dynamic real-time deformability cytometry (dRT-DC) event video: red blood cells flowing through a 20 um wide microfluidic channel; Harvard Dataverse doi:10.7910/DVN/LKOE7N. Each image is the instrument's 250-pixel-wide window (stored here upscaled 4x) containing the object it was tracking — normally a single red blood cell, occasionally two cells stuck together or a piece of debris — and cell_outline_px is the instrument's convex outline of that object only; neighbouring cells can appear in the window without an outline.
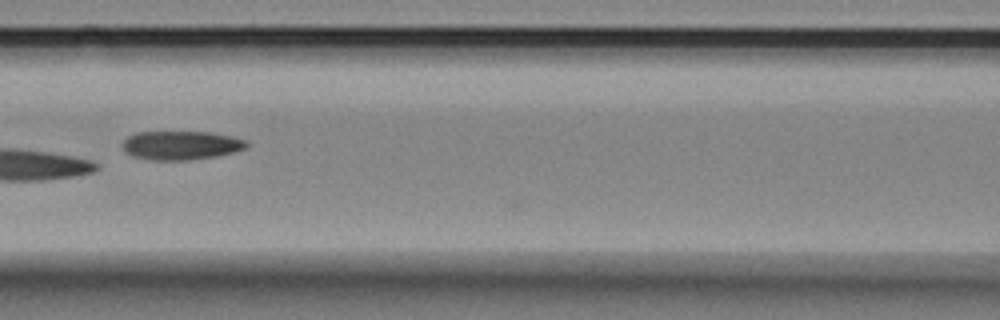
{"species": "Egyptian fruit bat (a non-hibernating species)", "species_latin": "Rousettus aegyptiacus", "temperature_condition": "room temperature", "stored_images_in_passage": 8, "camera_frame_rate_fps": 3000, "um_per_image_px": 0.085, "animal": {"sex": "female"}, "frame": {"image": 1, "passage_image": 6, "time_ms": 1.667, "image_size_px": [1000, 320], "cell_outline_px": [[248, 144], [244, 148], [236, 152], [216, 156], [192, 160], [152, 160], [132, 156], [124, 152], [120, 144], [128, 136], [136, 132], [212, 132], [232, 136], [248, 140]], "centroid_in_image_um": [15.37, 12.35], "position_along_channel_um": 151.2, "area_um2": 21.15}}